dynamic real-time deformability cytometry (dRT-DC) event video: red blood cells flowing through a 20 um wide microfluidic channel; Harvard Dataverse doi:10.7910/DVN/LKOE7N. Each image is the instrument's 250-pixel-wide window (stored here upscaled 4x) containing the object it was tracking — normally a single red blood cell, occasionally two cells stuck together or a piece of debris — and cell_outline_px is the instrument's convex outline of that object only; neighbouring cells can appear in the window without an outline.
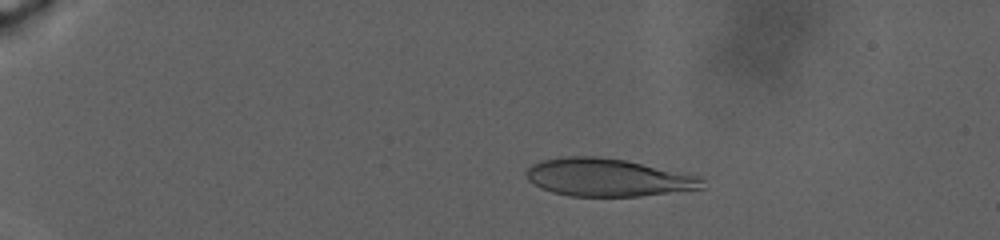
{"species": "human", "species_latin": "Homo sapiens", "temperature_condition": "warm", "stored_images_in_passage": 70, "camera_frame_rate_fps": 3000, "um_per_image_px": 0.085, "donor": {"sex": "male"}, "frame": {"image": 1, "passage_image": 42, "time_ms": 6.667, "image_size_px": [1000, 240], "cell_outline_px": [[708, 188], [640, 196], [568, 196], [552, 192], [540, 188], [532, 184], [528, 180], [528, 168], [532, 164], [540, 160], [564, 156], [596, 156], [624, 160], [696, 176], [704, 180]], "centroid_in_image_um": [51.64, 15.09], "position_along_channel_um": 33.4, "area_um2": 38.61}}